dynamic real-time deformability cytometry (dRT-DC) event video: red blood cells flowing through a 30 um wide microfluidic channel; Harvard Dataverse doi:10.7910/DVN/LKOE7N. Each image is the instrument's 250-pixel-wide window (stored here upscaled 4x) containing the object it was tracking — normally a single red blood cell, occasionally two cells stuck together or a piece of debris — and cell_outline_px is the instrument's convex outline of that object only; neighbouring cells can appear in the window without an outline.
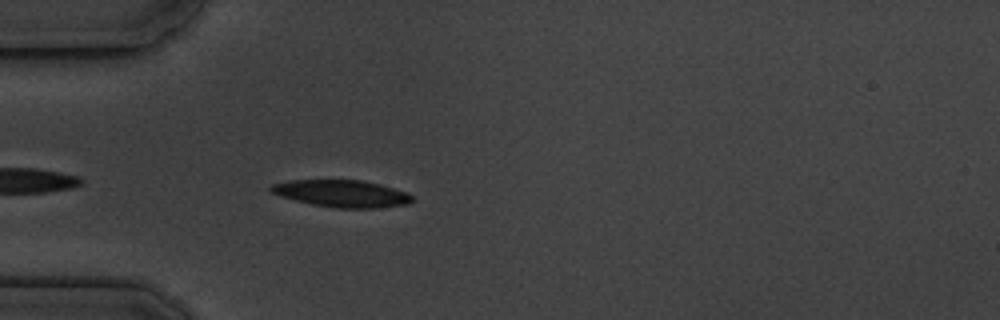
{"species": "common noctule bat (a hibernating species)", "species_latin": "Nyctalus noctula", "temperature_condition": "cold", "stored_images_in_passage": 4, "camera_frame_rate_fps": 3000, "um_per_image_px": 0.085, "animal": {"sex": "male", "body_mass_g": 19.5, "forearm_length_mm": 54.6}, "frame": {"image": 1, "passage_image": 4, "time_ms": 4.333, "image_size_px": [1000, 320], "cell_outline_px": [[412, 200], [408, 204], [380, 208], [336, 208], [312, 204], [280, 196], [268, 192], [268, 188], [272, 184], [292, 180], [364, 180], [380, 184], [408, 192], [412, 196]], "centroid_in_image_um": [29.05, 16.45], "position_along_channel_um": 55.9, "area_um2": 22.43}}